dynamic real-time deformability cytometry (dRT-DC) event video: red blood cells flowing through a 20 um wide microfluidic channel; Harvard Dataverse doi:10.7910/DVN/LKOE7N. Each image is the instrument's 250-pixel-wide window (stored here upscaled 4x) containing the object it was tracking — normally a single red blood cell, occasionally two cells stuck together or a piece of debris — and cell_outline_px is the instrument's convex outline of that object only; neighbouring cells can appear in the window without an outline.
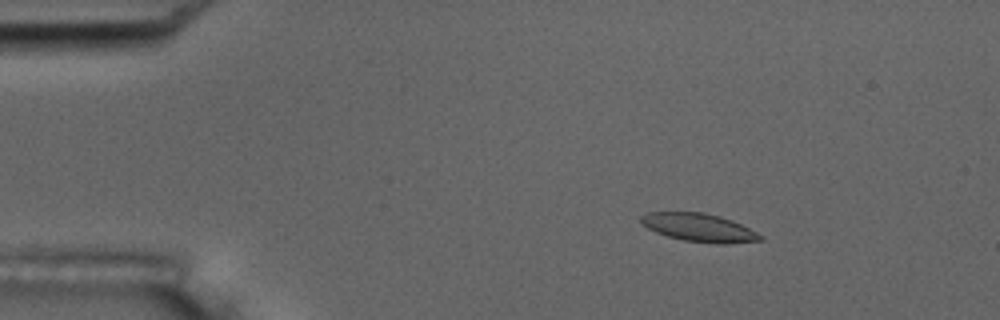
{"species": "common noctule bat (a hibernating species)", "species_latin": "Nyctalus noctula", "temperature_condition": "room temperature", "stored_images_in_passage": 5, "camera_frame_rate_fps": 3000, "um_per_image_px": 0.085, "animal": {"sex": "male", "body_mass_g": 17.5, "forearm_length_mm": 52.3}, "frame": {"image": 1, "passage_image": 3, "time_ms": 2.333, "image_size_px": [1000, 320], "cell_outline_px": [[764, 240], [724, 244], [716, 244], [684, 240], [668, 236], [656, 232], [648, 228], [640, 220], [640, 216], [648, 212], [704, 212], [720, 216], [732, 220], [764, 236]], "centroid_in_image_um": [59.44, 19.34], "position_along_channel_um": 25.6, "area_um2": 19.54}}
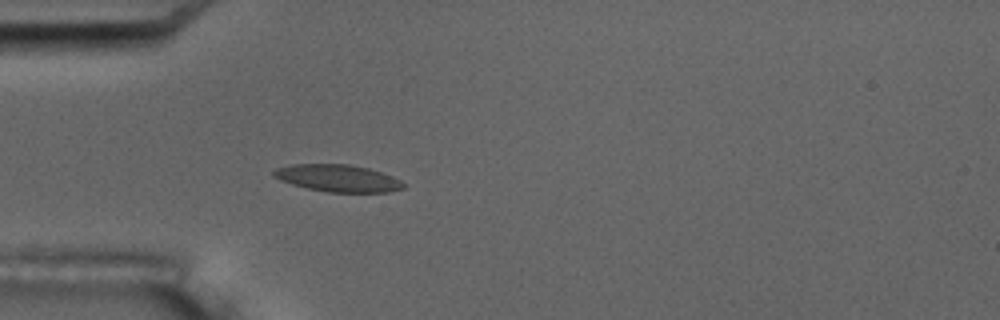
{"frame": {"image": 2, "passage_image": 5, "time_ms": 5.0, "image_size_px": [1000, 320], "cell_outline_px": [[404, 188], [388, 192], [328, 192], [308, 188], [292, 184], [280, 180], [272, 176], [272, 172], [276, 168], [292, 164], [348, 164], [368, 168], [392, 176], [400, 180], [404, 184]], "centroid_in_image_um": [28.69, 15.14], "position_along_channel_um": 56.3, "area_um2": 20.4}}